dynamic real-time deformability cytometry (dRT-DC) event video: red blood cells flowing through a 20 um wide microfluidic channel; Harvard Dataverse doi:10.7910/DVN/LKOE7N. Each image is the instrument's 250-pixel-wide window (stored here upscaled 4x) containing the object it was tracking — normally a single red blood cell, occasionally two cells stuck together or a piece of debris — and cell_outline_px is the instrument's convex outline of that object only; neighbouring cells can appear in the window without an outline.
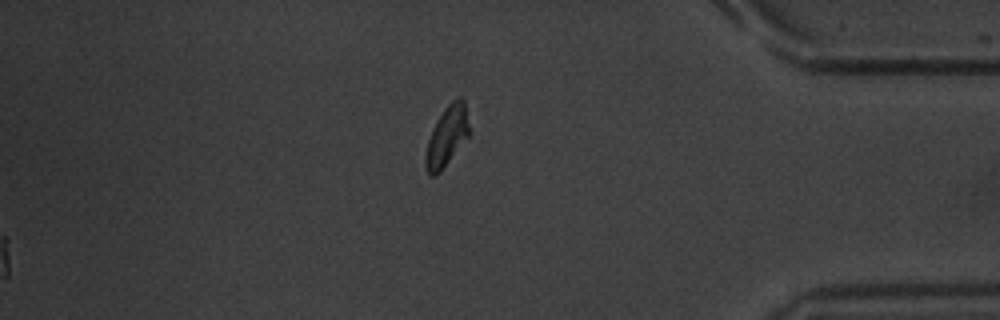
{"species": "common noctule bat (a hibernating species)", "species_latin": "Nyctalus noctula", "temperature_condition": "warm", "stored_images_in_passage": 55, "segment_of_instrument_passage": [2, 2], "camera_frame_rate_fps": 3000, "um_per_image_px": 0.085, "animal": {"sex": "male", "body_mass_g": 20.1, "forearm_length_mm": 53.5}, "frame": {"image": 1, "passage_image": 55, "time_ms": 18.0, "image_size_px": [1000, 320], "cell_outline_px": [[472, 132], [440, 172], [436, 176], [432, 176], [428, 172], [424, 164], [424, 156], [428, 140], [432, 128], [436, 120], [444, 108], [456, 96], [460, 96], [464, 100]], "centroid_in_image_um": [38.0, 11.54], "position_along_channel_um": 397.2, "area_um2": 15.66}}